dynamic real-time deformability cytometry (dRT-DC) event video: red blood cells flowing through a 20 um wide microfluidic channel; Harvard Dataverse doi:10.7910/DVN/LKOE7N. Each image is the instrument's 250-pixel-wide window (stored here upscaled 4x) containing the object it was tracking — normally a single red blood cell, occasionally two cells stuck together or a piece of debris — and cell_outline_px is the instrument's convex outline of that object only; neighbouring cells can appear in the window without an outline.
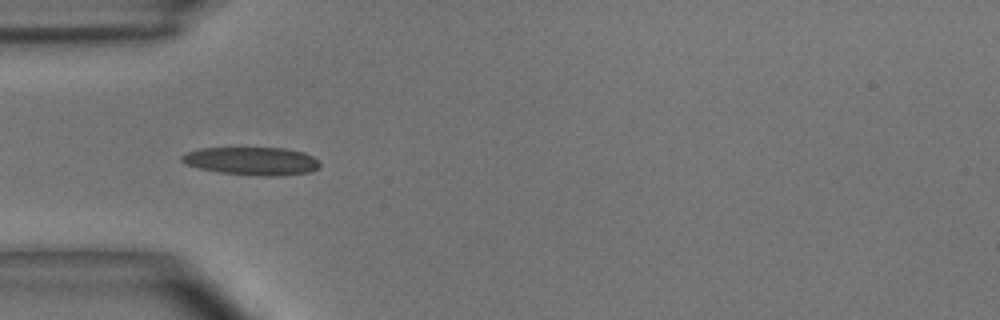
{"species": "common noctule bat (a hibernating species)", "species_latin": "Nyctalus noctula", "temperature_condition": "room temperature", "stored_images_in_passage": 22, "camera_frame_rate_fps": 3000, "um_per_image_px": 0.085, "animal": {"sex": "male", "body_mass_g": 15.6}, "frame": {"image": 1, "passage_image": 4, "time_ms": 1.0, "image_size_px": [1000, 320], "cell_outline_px": [[320, 168], [308, 172], [280, 176], [256, 176], [220, 172], [200, 168], [184, 164], [180, 160], [180, 156], [188, 152], [200, 148], [284, 148], [304, 152], [320, 160]], "centroid_in_image_um": [21.43, 13.69], "position_along_channel_um": 63.6, "area_um2": 22.72}}
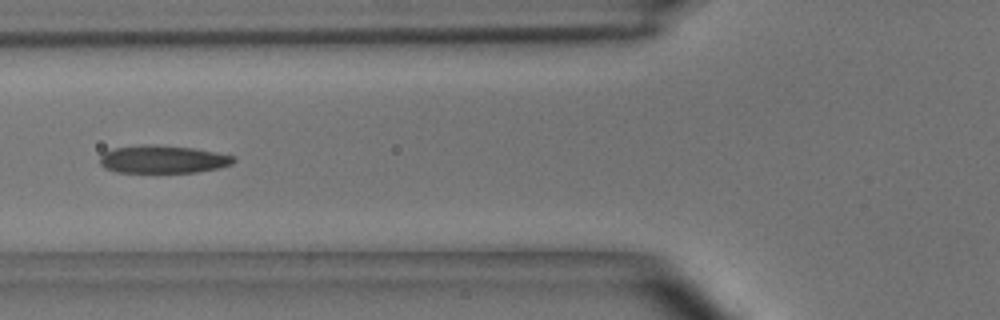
{"frame": {"image": 2, "passage_image": 8, "time_ms": 2.333, "image_size_px": [1000, 320], "cell_outline_px": [[236, 160], [232, 164], [220, 168], [196, 172], [116, 172], [104, 168], [100, 164], [100, 156], [104, 152], [112, 148], [144, 144], [156, 144], [192, 148], [216, 152], [236, 156]], "centroid_in_image_um": [13.85, 13.53], "position_along_channel_um": 112.0, "area_um2": 21.91}}